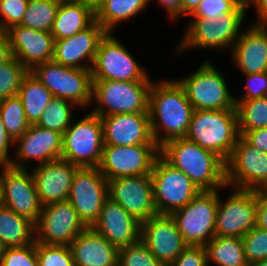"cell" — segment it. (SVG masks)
Masks as SVG:
<instances>
[{"instance_id": "obj_10", "label": "cell", "mask_w": 267, "mask_h": 266, "mask_svg": "<svg viewBox=\"0 0 267 266\" xmlns=\"http://www.w3.org/2000/svg\"><path fill=\"white\" fill-rule=\"evenodd\" d=\"M176 80L184 88L194 110H236L235 97L210 60L204 61L191 76Z\"/></svg>"}, {"instance_id": "obj_5", "label": "cell", "mask_w": 267, "mask_h": 266, "mask_svg": "<svg viewBox=\"0 0 267 266\" xmlns=\"http://www.w3.org/2000/svg\"><path fill=\"white\" fill-rule=\"evenodd\" d=\"M247 7L246 0H244L234 11L224 13L219 18L192 19L186 27L185 36L179 43L178 51L195 47L202 49L228 47L230 50L241 34L239 29L242 26Z\"/></svg>"}, {"instance_id": "obj_20", "label": "cell", "mask_w": 267, "mask_h": 266, "mask_svg": "<svg viewBox=\"0 0 267 266\" xmlns=\"http://www.w3.org/2000/svg\"><path fill=\"white\" fill-rule=\"evenodd\" d=\"M17 146L16 159H11L9 166L26 169L25 160L34 159L38 165L61 159L63 148V134L45 129L37 124L29 125L26 132L14 141ZM24 161V162H23Z\"/></svg>"}, {"instance_id": "obj_41", "label": "cell", "mask_w": 267, "mask_h": 266, "mask_svg": "<svg viewBox=\"0 0 267 266\" xmlns=\"http://www.w3.org/2000/svg\"><path fill=\"white\" fill-rule=\"evenodd\" d=\"M244 0H202L191 14L193 18L211 20L234 11Z\"/></svg>"}, {"instance_id": "obj_49", "label": "cell", "mask_w": 267, "mask_h": 266, "mask_svg": "<svg viewBox=\"0 0 267 266\" xmlns=\"http://www.w3.org/2000/svg\"><path fill=\"white\" fill-rule=\"evenodd\" d=\"M151 1V0H149ZM153 1V0H152ZM169 13V18L175 21L182 16V0H158Z\"/></svg>"}, {"instance_id": "obj_32", "label": "cell", "mask_w": 267, "mask_h": 266, "mask_svg": "<svg viewBox=\"0 0 267 266\" xmlns=\"http://www.w3.org/2000/svg\"><path fill=\"white\" fill-rule=\"evenodd\" d=\"M204 248L208 266L210 260L217 266H249L241 237L215 236Z\"/></svg>"}, {"instance_id": "obj_23", "label": "cell", "mask_w": 267, "mask_h": 266, "mask_svg": "<svg viewBox=\"0 0 267 266\" xmlns=\"http://www.w3.org/2000/svg\"><path fill=\"white\" fill-rule=\"evenodd\" d=\"M104 145L156 144L149 113L112 114L101 117Z\"/></svg>"}, {"instance_id": "obj_12", "label": "cell", "mask_w": 267, "mask_h": 266, "mask_svg": "<svg viewBox=\"0 0 267 266\" xmlns=\"http://www.w3.org/2000/svg\"><path fill=\"white\" fill-rule=\"evenodd\" d=\"M159 155L160 147L157 144L104 145L98 168L107 181L119 177L151 175L154 161Z\"/></svg>"}, {"instance_id": "obj_21", "label": "cell", "mask_w": 267, "mask_h": 266, "mask_svg": "<svg viewBox=\"0 0 267 266\" xmlns=\"http://www.w3.org/2000/svg\"><path fill=\"white\" fill-rule=\"evenodd\" d=\"M91 228L118 250L140 241L141 222L110 197Z\"/></svg>"}, {"instance_id": "obj_14", "label": "cell", "mask_w": 267, "mask_h": 266, "mask_svg": "<svg viewBox=\"0 0 267 266\" xmlns=\"http://www.w3.org/2000/svg\"><path fill=\"white\" fill-rule=\"evenodd\" d=\"M1 204L36 224L42 211L32 173L0 164Z\"/></svg>"}, {"instance_id": "obj_4", "label": "cell", "mask_w": 267, "mask_h": 266, "mask_svg": "<svg viewBox=\"0 0 267 266\" xmlns=\"http://www.w3.org/2000/svg\"><path fill=\"white\" fill-rule=\"evenodd\" d=\"M152 84V81L92 80V101L99 105L91 112L100 117L149 113Z\"/></svg>"}, {"instance_id": "obj_48", "label": "cell", "mask_w": 267, "mask_h": 266, "mask_svg": "<svg viewBox=\"0 0 267 266\" xmlns=\"http://www.w3.org/2000/svg\"><path fill=\"white\" fill-rule=\"evenodd\" d=\"M11 145H14V140L7 134L0 116V164H8L11 160L8 155Z\"/></svg>"}, {"instance_id": "obj_17", "label": "cell", "mask_w": 267, "mask_h": 266, "mask_svg": "<svg viewBox=\"0 0 267 266\" xmlns=\"http://www.w3.org/2000/svg\"><path fill=\"white\" fill-rule=\"evenodd\" d=\"M234 191L224 203L219 195L215 236L242 238L256 227V190L236 188Z\"/></svg>"}, {"instance_id": "obj_54", "label": "cell", "mask_w": 267, "mask_h": 266, "mask_svg": "<svg viewBox=\"0 0 267 266\" xmlns=\"http://www.w3.org/2000/svg\"><path fill=\"white\" fill-rule=\"evenodd\" d=\"M7 247L5 246V244L0 240V263L2 260V257L6 251Z\"/></svg>"}, {"instance_id": "obj_37", "label": "cell", "mask_w": 267, "mask_h": 266, "mask_svg": "<svg viewBox=\"0 0 267 266\" xmlns=\"http://www.w3.org/2000/svg\"><path fill=\"white\" fill-rule=\"evenodd\" d=\"M28 73L29 70L16 57L0 65V101L18 95L22 80Z\"/></svg>"}, {"instance_id": "obj_25", "label": "cell", "mask_w": 267, "mask_h": 266, "mask_svg": "<svg viewBox=\"0 0 267 266\" xmlns=\"http://www.w3.org/2000/svg\"><path fill=\"white\" fill-rule=\"evenodd\" d=\"M106 33L95 21L87 29L71 37L55 40L53 60L67 67L91 70L98 44ZM84 60L90 64H83Z\"/></svg>"}, {"instance_id": "obj_47", "label": "cell", "mask_w": 267, "mask_h": 266, "mask_svg": "<svg viewBox=\"0 0 267 266\" xmlns=\"http://www.w3.org/2000/svg\"><path fill=\"white\" fill-rule=\"evenodd\" d=\"M256 198V227L267 230V192L264 189L256 190Z\"/></svg>"}, {"instance_id": "obj_40", "label": "cell", "mask_w": 267, "mask_h": 266, "mask_svg": "<svg viewBox=\"0 0 267 266\" xmlns=\"http://www.w3.org/2000/svg\"><path fill=\"white\" fill-rule=\"evenodd\" d=\"M242 241L249 265L267 259V230L252 228L242 237Z\"/></svg>"}, {"instance_id": "obj_36", "label": "cell", "mask_w": 267, "mask_h": 266, "mask_svg": "<svg viewBox=\"0 0 267 266\" xmlns=\"http://www.w3.org/2000/svg\"><path fill=\"white\" fill-rule=\"evenodd\" d=\"M73 103L66 99L53 97L47 108L43 111L37 125L45 128L64 133L70 126L73 119Z\"/></svg>"}, {"instance_id": "obj_9", "label": "cell", "mask_w": 267, "mask_h": 266, "mask_svg": "<svg viewBox=\"0 0 267 266\" xmlns=\"http://www.w3.org/2000/svg\"><path fill=\"white\" fill-rule=\"evenodd\" d=\"M151 180L157 214L171 215L201 192L188 176L175 169L161 155L154 161Z\"/></svg>"}, {"instance_id": "obj_11", "label": "cell", "mask_w": 267, "mask_h": 266, "mask_svg": "<svg viewBox=\"0 0 267 266\" xmlns=\"http://www.w3.org/2000/svg\"><path fill=\"white\" fill-rule=\"evenodd\" d=\"M113 35L106 33L98 44L92 80L151 81L145 69Z\"/></svg>"}, {"instance_id": "obj_29", "label": "cell", "mask_w": 267, "mask_h": 266, "mask_svg": "<svg viewBox=\"0 0 267 266\" xmlns=\"http://www.w3.org/2000/svg\"><path fill=\"white\" fill-rule=\"evenodd\" d=\"M34 235L33 222L0 204V240L7 248L33 244Z\"/></svg>"}, {"instance_id": "obj_27", "label": "cell", "mask_w": 267, "mask_h": 266, "mask_svg": "<svg viewBox=\"0 0 267 266\" xmlns=\"http://www.w3.org/2000/svg\"><path fill=\"white\" fill-rule=\"evenodd\" d=\"M75 266H117L118 249L91 227L69 245Z\"/></svg>"}, {"instance_id": "obj_42", "label": "cell", "mask_w": 267, "mask_h": 266, "mask_svg": "<svg viewBox=\"0 0 267 266\" xmlns=\"http://www.w3.org/2000/svg\"><path fill=\"white\" fill-rule=\"evenodd\" d=\"M29 0H0V32L10 27L20 25L28 8Z\"/></svg>"}, {"instance_id": "obj_31", "label": "cell", "mask_w": 267, "mask_h": 266, "mask_svg": "<svg viewBox=\"0 0 267 266\" xmlns=\"http://www.w3.org/2000/svg\"><path fill=\"white\" fill-rule=\"evenodd\" d=\"M149 2V0H103L95 10V21L107 33H113L118 23L136 16Z\"/></svg>"}, {"instance_id": "obj_2", "label": "cell", "mask_w": 267, "mask_h": 266, "mask_svg": "<svg viewBox=\"0 0 267 266\" xmlns=\"http://www.w3.org/2000/svg\"><path fill=\"white\" fill-rule=\"evenodd\" d=\"M160 155L175 169L188 176L201 191L228 187L226 162L213 151L185 138H176L160 147Z\"/></svg>"}, {"instance_id": "obj_16", "label": "cell", "mask_w": 267, "mask_h": 266, "mask_svg": "<svg viewBox=\"0 0 267 266\" xmlns=\"http://www.w3.org/2000/svg\"><path fill=\"white\" fill-rule=\"evenodd\" d=\"M108 197V181L99 168L77 170L73 177L68 201L88 228L97 221Z\"/></svg>"}, {"instance_id": "obj_18", "label": "cell", "mask_w": 267, "mask_h": 266, "mask_svg": "<svg viewBox=\"0 0 267 266\" xmlns=\"http://www.w3.org/2000/svg\"><path fill=\"white\" fill-rule=\"evenodd\" d=\"M140 240L166 266L188 246L178 231L174 218L168 214H156L142 221Z\"/></svg>"}, {"instance_id": "obj_30", "label": "cell", "mask_w": 267, "mask_h": 266, "mask_svg": "<svg viewBox=\"0 0 267 266\" xmlns=\"http://www.w3.org/2000/svg\"><path fill=\"white\" fill-rule=\"evenodd\" d=\"M18 96L30 125L38 123L53 98L52 93L30 71L22 80Z\"/></svg>"}, {"instance_id": "obj_3", "label": "cell", "mask_w": 267, "mask_h": 266, "mask_svg": "<svg viewBox=\"0 0 267 266\" xmlns=\"http://www.w3.org/2000/svg\"><path fill=\"white\" fill-rule=\"evenodd\" d=\"M239 137L236 110H194L184 138L226 162Z\"/></svg>"}, {"instance_id": "obj_44", "label": "cell", "mask_w": 267, "mask_h": 266, "mask_svg": "<svg viewBox=\"0 0 267 266\" xmlns=\"http://www.w3.org/2000/svg\"><path fill=\"white\" fill-rule=\"evenodd\" d=\"M246 75L247 85L243 96L234 101H247L267 96V72Z\"/></svg>"}, {"instance_id": "obj_26", "label": "cell", "mask_w": 267, "mask_h": 266, "mask_svg": "<svg viewBox=\"0 0 267 266\" xmlns=\"http://www.w3.org/2000/svg\"><path fill=\"white\" fill-rule=\"evenodd\" d=\"M234 65L244 74L267 72V24L250 25L231 49Z\"/></svg>"}, {"instance_id": "obj_38", "label": "cell", "mask_w": 267, "mask_h": 266, "mask_svg": "<svg viewBox=\"0 0 267 266\" xmlns=\"http://www.w3.org/2000/svg\"><path fill=\"white\" fill-rule=\"evenodd\" d=\"M117 266H166L140 240L118 250Z\"/></svg>"}, {"instance_id": "obj_19", "label": "cell", "mask_w": 267, "mask_h": 266, "mask_svg": "<svg viewBox=\"0 0 267 266\" xmlns=\"http://www.w3.org/2000/svg\"><path fill=\"white\" fill-rule=\"evenodd\" d=\"M108 196L140 222L157 214L151 175L108 180Z\"/></svg>"}, {"instance_id": "obj_55", "label": "cell", "mask_w": 267, "mask_h": 266, "mask_svg": "<svg viewBox=\"0 0 267 266\" xmlns=\"http://www.w3.org/2000/svg\"><path fill=\"white\" fill-rule=\"evenodd\" d=\"M249 266H267V259L252 263Z\"/></svg>"}, {"instance_id": "obj_45", "label": "cell", "mask_w": 267, "mask_h": 266, "mask_svg": "<svg viewBox=\"0 0 267 266\" xmlns=\"http://www.w3.org/2000/svg\"><path fill=\"white\" fill-rule=\"evenodd\" d=\"M168 266H208L204 246L188 245Z\"/></svg>"}, {"instance_id": "obj_34", "label": "cell", "mask_w": 267, "mask_h": 266, "mask_svg": "<svg viewBox=\"0 0 267 266\" xmlns=\"http://www.w3.org/2000/svg\"><path fill=\"white\" fill-rule=\"evenodd\" d=\"M239 132L267 127V96L247 101H235Z\"/></svg>"}, {"instance_id": "obj_52", "label": "cell", "mask_w": 267, "mask_h": 266, "mask_svg": "<svg viewBox=\"0 0 267 266\" xmlns=\"http://www.w3.org/2000/svg\"><path fill=\"white\" fill-rule=\"evenodd\" d=\"M202 0H182V16L191 15Z\"/></svg>"}, {"instance_id": "obj_13", "label": "cell", "mask_w": 267, "mask_h": 266, "mask_svg": "<svg viewBox=\"0 0 267 266\" xmlns=\"http://www.w3.org/2000/svg\"><path fill=\"white\" fill-rule=\"evenodd\" d=\"M87 228L68 200L50 203L42 206L35 224V242L69 246Z\"/></svg>"}, {"instance_id": "obj_1", "label": "cell", "mask_w": 267, "mask_h": 266, "mask_svg": "<svg viewBox=\"0 0 267 266\" xmlns=\"http://www.w3.org/2000/svg\"><path fill=\"white\" fill-rule=\"evenodd\" d=\"M193 112L194 108L177 80L153 81L149 92V115L152 137L159 147L169 140L185 137Z\"/></svg>"}, {"instance_id": "obj_22", "label": "cell", "mask_w": 267, "mask_h": 266, "mask_svg": "<svg viewBox=\"0 0 267 266\" xmlns=\"http://www.w3.org/2000/svg\"><path fill=\"white\" fill-rule=\"evenodd\" d=\"M13 57L29 71L40 63L53 60L55 39L51 32L15 25L5 31Z\"/></svg>"}, {"instance_id": "obj_24", "label": "cell", "mask_w": 267, "mask_h": 266, "mask_svg": "<svg viewBox=\"0 0 267 266\" xmlns=\"http://www.w3.org/2000/svg\"><path fill=\"white\" fill-rule=\"evenodd\" d=\"M80 167L63 159L37 165L32 173L42 206L67 201L73 177Z\"/></svg>"}, {"instance_id": "obj_53", "label": "cell", "mask_w": 267, "mask_h": 266, "mask_svg": "<svg viewBox=\"0 0 267 266\" xmlns=\"http://www.w3.org/2000/svg\"><path fill=\"white\" fill-rule=\"evenodd\" d=\"M90 6L94 11L101 5L103 0H71Z\"/></svg>"}, {"instance_id": "obj_43", "label": "cell", "mask_w": 267, "mask_h": 266, "mask_svg": "<svg viewBox=\"0 0 267 266\" xmlns=\"http://www.w3.org/2000/svg\"><path fill=\"white\" fill-rule=\"evenodd\" d=\"M1 266H38L36 242L28 246L7 248Z\"/></svg>"}, {"instance_id": "obj_51", "label": "cell", "mask_w": 267, "mask_h": 266, "mask_svg": "<svg viewBox=\"0 0 267 266\" xmlns=\"http://www.w3.org/2000/svg\"><path fill=\"white\" fill-rule=\"evenodd\" d=\"M247 6L255 5L256 8V17L257 23H265L267 24V0H246Z\"/></svg>"}, {"instance_id": "obj_46", "label": "cell", "mask_w": 267, "mask_h": 266, "mask_svg": "<svg viewBox=\"0 0 267 266\" xmlns=\"http://www.w3.org/2000/svg\"><path fill=\"white\" fill-rule=\"evenodd\" d=\"M239 134L249 145L260 152L267 153V127L239 132Z\"/></svg>"}, {"instance_id": "obj_35", "label": "cell", "mask_w": 267, "mask_h": 266, "mask_svg": "<svg viewBox=\"0 0 267 266\" xmlns=\"http://www.w3.org/2000/svg\"><path fill=\"white\" fill-rule=\"evenodd\" d=\"M0 116L7 134L14 141L22 136L30 125L18 95L0 101Z\"/></svg>"}, {"instance_id": "obj_33", "label": "cell", "mask_w": 267, "mask_h": 266, "mask_svg": "<svg viewBox=\"0 0 267 266\" xmlns=\"http://www.w3.org/2000/svg\"><path fill=\"white\" fill-rule=\"evenodd\" d=\"M61 0H29L20 25L50 32Z\"/></svg>"}, {"instance_id": "obj_7", "label": "cell", "mask_w": 267, "mask_h": 266, "mask_svg": "<svg viewBox=\"0 0 267 266\" xmlns=\"http://www.w3.org/2000/svg\"><path fill=\"white\" fill-rule=\"evenodd\" d=\"M101 117L92 112L70 124L63 133L61 159L80 168H98L103 152Z\"/></svg>"}, {"instance_id": "obj_50", "label": "cell", "mask_w": 267, "mask_h": 266, "mask_svg": "<svg viewBox=\"0 0 267 266\" xmlns=\"http://www.w3.org/2000/svg\"><path fill=\"white\" fill-rule=\"evenodd\" d=\"M13 58L12 49L5 32H0V65H3Z\"/></svg>"}, {"instance_id": "obj_39", "label": "cell", "mask_w": 267, "mask_h": 266, "mask_svg": "<svg viewBox=\"0 0 267 266\" xmlns=\"http://www.w3.org/2000/svg\"><path fill=\"white\" fill-rule=\"evenodd\" d=\"M38 266H75L69 246L36 242Z\"/></svg>"}, {"instance_id": "obj_15", "label": "cell", "mask_w": 267, "mask_h": 266, "mask_svg": "<svg viewBox=\"0 0 267 266\" xmlns=\"http://www.w3.org/2000/svg\"><path fill=\"white\" fill-rule=\"evenodd\" d=\"M226 184L234 188L258 190L267 185V153L238 138L226 161Z\"/></svg>"}, {"instance_id": "obj_6", "label": "cell", "mask_w": 267, "mask_h": 266, "mask_svg": "<svg viewBox=\"0 0 267 266\" xmlns=\"http://www.w3.org/2000/svg\"><path fill=\"white\" fill-rule=\"evenodd\" d=\"M30 72L53 95L80 107L92 102V74L90 69L71 68L54 60L35 65Z\"/></svg>"}, {"instance_id": "obj_8", "label": "cell", "mask_w": 267, "mask_h": 266, "mask_svg": "<svg viewBox=\"0 0 267 266\" xmlns=\"http://www.w3.org/2000/svg\"><path fill=\"white\" fill-rule=\"evenodd\" d=\"M219 189L201 191L186 206L173 212L178 231L190 246H205L215 237Z\"/></svg>"}, {"instance_id": "obj_28", "label": "cell", "mask_w": 267, "mask_h": 266, "mask_svg": "<svg viewBox=\"0 0 267 266\" xmlns=\"http://www.w3.org/2000/svg\"><path fill=\"white\" fill-rule=\"evenodd\" d=\"M95 22V11L88 5L61 0L51 28L55 40L71 37Z\"/></svg>"}]
</instances>
